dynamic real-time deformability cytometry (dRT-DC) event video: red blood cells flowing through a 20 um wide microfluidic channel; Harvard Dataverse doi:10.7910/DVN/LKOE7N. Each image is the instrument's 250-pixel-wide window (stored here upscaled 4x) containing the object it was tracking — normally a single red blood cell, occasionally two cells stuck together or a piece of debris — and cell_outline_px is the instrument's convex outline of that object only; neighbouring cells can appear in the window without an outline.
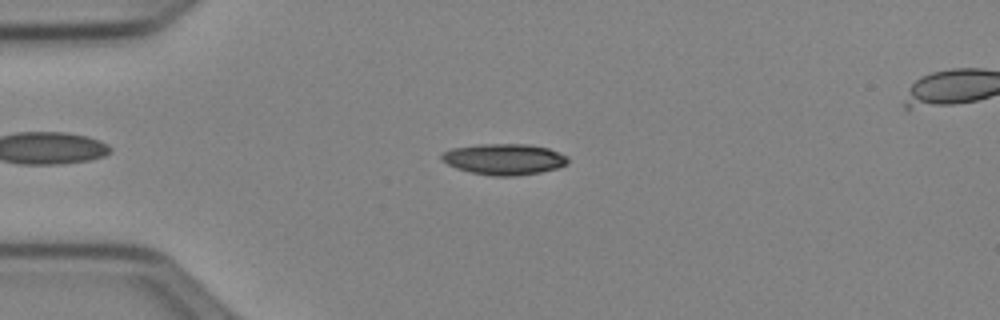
{"species": "Egyptian fruit bat (a non-hibernating species)", "species_latin": "Rousettus aegyptiacus", "temperature_condition": "cold", "stored_images_in_passage": 41, "camera_frame_rate_fps": 3000, "um_per_image_px": 0.085, "animal": {"sex": "female"}, "frame": {"image": 1, "passage_image": 8, "time_ms": 2.333, "image_size_px": [1000, 320], "cell_outline_px": [[568, 160], [560, 168], [540, 172], [516, 176], [492, 176], [472, 172], [456, 168], [440, 160], [440, 156], [444, 152], [452, 148], [476, 144], [528, 144], [548, 148], [568, 156]], "centroid_in_image_um": [42.84, 13.53], "position_along_channel_um": 42.2, "area_um2": 22.89}}
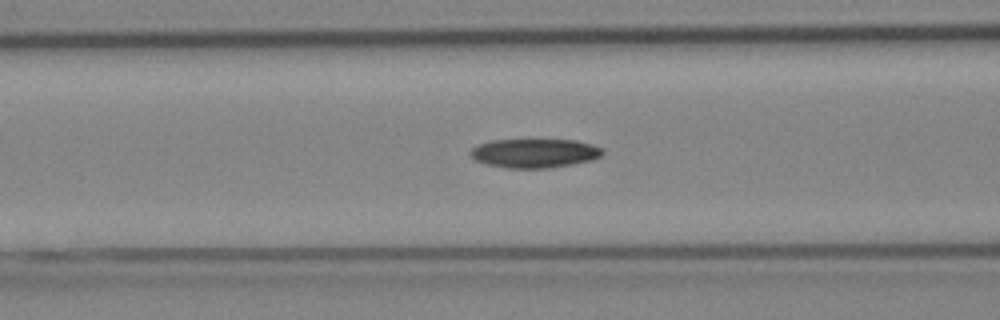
{"frame": {"image": 2, "passage_image": 16, "time_ms": 5.0, "image_size_px": [1000, 320], "cell_outline_px": [[604, 156], [592, 160], [572, 164], [548, 168], [508, 168], [488, 164], [476, 160], [468, 152], [472, 148], [480, 144], [492, 140], [576, 140], [592, 144], [604, 148]], "centroid_in_image_um": [45.5, 13.02], "position_along_channel_um": 121.1, "area_um2": 22.37}}
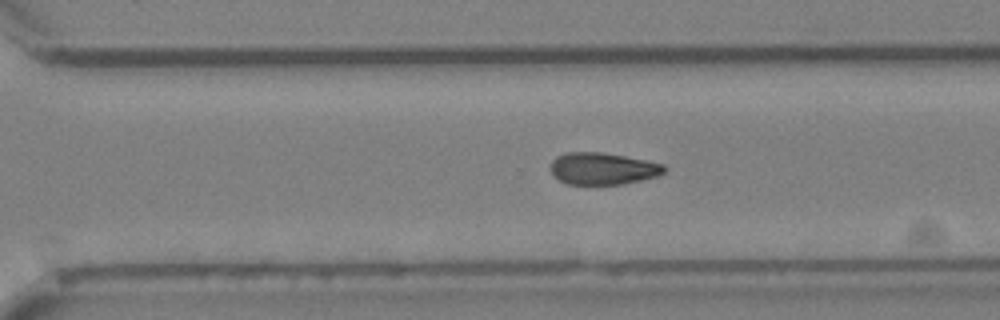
{"frame": {"image": 3, "passage_image": 31, "time_ms": 10.0, "image_size_px": [1000, 320], "cell_outline_px": [[668, 168], [664, 172], [656, 176], [640, 180], [620, 184], [568, 184], [560, 180], [552, 172], [552, 160], [556, 156], [568, 152], [600, 152], [624, 156], [664, 164]], "centroid_in_image_um": [51.25, 14.32], "position_along_channel_um": 319.4, "area_um2": 20.87}, "authors_computed_cell_mechanics": {"area_um2": 21.7906, "velocity_mm_per_s": 3.9647, "shape_relaxation_time_tau1_ms": 8.9408, "shape_relaxation_time_tau2_ms": null, "deformation_change_tau1": 0.1778, "deformation_change_tau2": null}}